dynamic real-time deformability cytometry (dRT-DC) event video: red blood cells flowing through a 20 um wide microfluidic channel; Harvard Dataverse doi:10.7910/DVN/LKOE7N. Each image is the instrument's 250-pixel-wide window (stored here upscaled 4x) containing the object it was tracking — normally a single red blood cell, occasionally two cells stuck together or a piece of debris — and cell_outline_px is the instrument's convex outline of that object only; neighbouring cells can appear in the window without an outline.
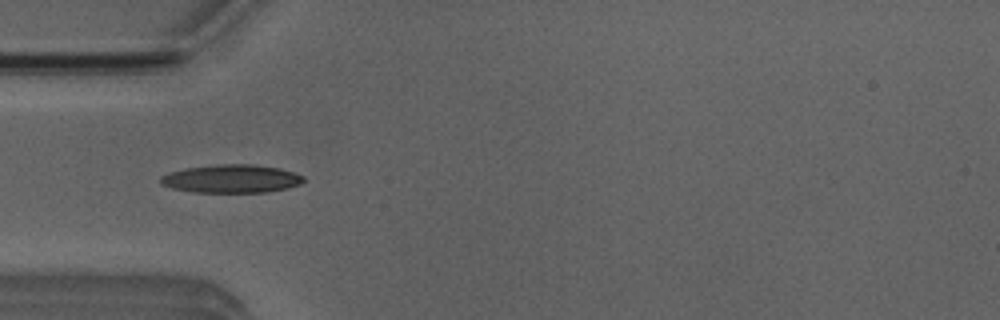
{"species": "Egyptian fruit bat (a non-hibernating species)", "species_latin": "Rousettus aegyptiacus", "temperature_condition": "room temperature", "stored_images_in_passage": 41, "camera_frame_rate_fps": 3000, "um_per_image_px": 0.085, "animal": {"sex": "male"}, "frame": {"image": 1, "passage_image": 6, "time_ms": 1.667, "image_size_px": [1000, 320], "cell_outline_px": [[304, 180], [300, 184], [288, 188], [268, 192], [192, 192], [172, 188], [160, 184], [160, 176], [168, 172], [184, 168], [220, 164], [252, 164], [280, 168], [304, 176]], "centroid_in_image_um": [19.64, 15.19], "position_along_channel_um": 65.4, "area_um2": 23.64}}
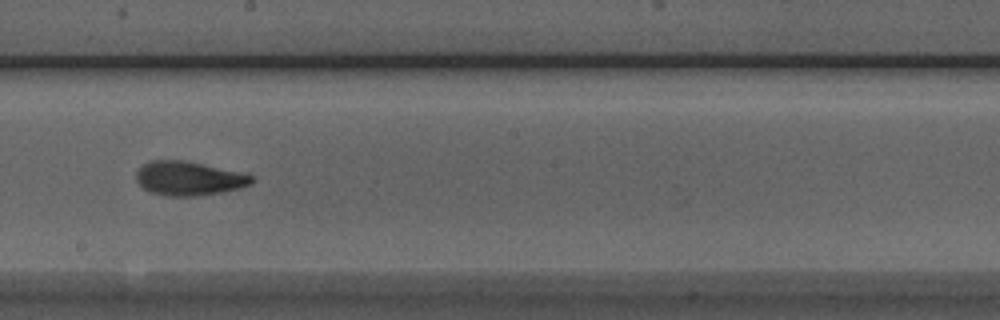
{"frame": {"image": 2, "passage_image": 19, "time_ms": 6.0, "image_size_px": [1000, 320], "cell_outline_px": [[256, 180], [252, 184], [240, 188], [220, 192], [192, 196], [168, 196], [152, 192], [144, 188], [136, 180], [136, 172], [144, 164], [152, 160], [184, 160], [248, 172]], "centroid_in_image_um": [16.13, 15.14], "position_along_channel_um": 232.1, "area_um2": 23.12}}
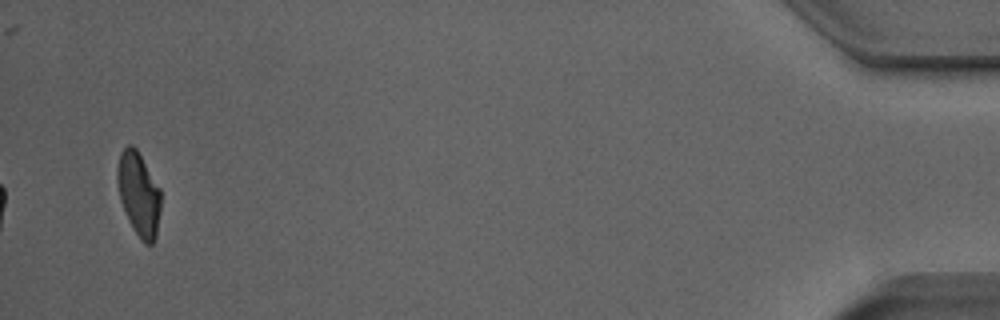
{"frame": {"image": 3, "passage_image": 41, "time_ms": 13.333, "image_size_px": [1000, 320], "cell_outline_px": [[160, 212], [156, 236], [152, 244], [144, 244], [140, 240], [128, 220], [120, 200], [116, 180], [116, 168], [120, 152], [128, 144], [132, 144], [136, 148], [160, 188]], "centroid_in_image_um": [11.77, 16.48], "position_along_channel_um": 423.4, "area_um2": 21.39}, "authors_computed_cell_mechanics": {"area_um2": 22.3108, "velocity_mm_per_s": 3.8459, "shape_relaxation_time_tau1_ms": 2.8781, "shape_relaxation_time_tau2_ms": 2.4556, "deformation_change_tau1": 0.1388, "deformation_change_tau2": 0.0932}}